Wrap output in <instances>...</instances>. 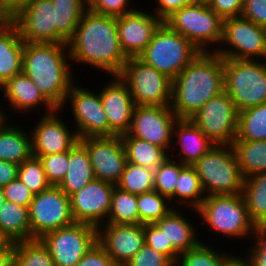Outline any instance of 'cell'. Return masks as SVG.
I'll return each instance as SVG.
<instances>
[{"mask_svg":"<svg viewBox=\"0 0 266 266\" xmlns=\"http://www.w3.org/2000/svg\"><path fill=\"white\" fill-rule=\"evenodd\" d=\"M67 46L71 62L89 64L112 76H118L128 60L120 46L117 17L88 9Z\"/></svg>","mask_w":266,"mask_h":266,"instance_id":"obj_1","label":"cell"},{"mask_svg":"<svg viewBox=\"0 0 266 266\" xmlns=\"http://www.w3.org/2000/svg\"><path fill=\"white\" fill-rule=\"evenodd\" d=\"M224 91L223 57L200 52L173 80L171 110L189 119L208 100Z\"/></svg>","mask_w":266,"mask_h":266,"instance_id":"obj_2","label":"cell"},{"mask_svg":"<svg viewBox=\"0 0 266 266\" xmlns=\"http://www.w3.org/2000/svg\"><path fill=\"white\" fill-rule=\"evenodd\" d=\"M67 44L24 42L22 72L60 109L74 84Z\"/></svg>","mask_w":266,"mask_h":266,"instance_id":"obj_3","label":"cell"},{"mask_svg":"<svg viewBox=\"0 0 266 266\" xmlns=\"http://www.w3.org/2000/svg\"><path fill=\"white\" fill-rule=\"evenodd\" d=\"M206 196L242 193L244 177L232 145H215L194 165Z\"/></svg>","mask_w":266,"mask_h":266,"instance_id":"obj_4","label":"cell"},{"mask_svg":"<svg viewBox=\"0 0 266 266\" xmlns=\"http://www.w3.org/2000/svg\"><path fill=\"white\" fill-rule=\"evenodd\" d=\"M224 91L237 110L266 103V61L223 58Z\"/></svg>","mask_w":266,"mask_h":266,"instance_id":"obj_5","label":"cell"},{"mask_svg":"<svg viewBox=\"0 0 266 266\" xmlns=\"http://www.w3.org/2000/svg\"><path fill=\"white\" fill-rule=\"evenodd\" d=\"M200 52L163 22L138 58L173 80Z\"/></svg>","mask_w":266,"mask_h":266,"instance_id":"obj_6","label":"cell"},{"mask_svg":"<svg viewBox=\"0 0 266 266\" xmlns=\"http://www.w3.org/2000/svg\"><path fill=\"white\" fill-rule=\"evenodd\" d=\"M209 231L223 234L229 238L252 236L256 226L250 219L242 194L209 195L196 209ZM212 228V229H210ZM217 231V232H215Z\"/></svg>","mask_w":266,"mask_h":266,"instance_id":"obj_7","label":"cell"},{"mask_svg":"<svg viewBox=\"0 0 266 266\" xmlns=\"http://www.w3.org/2000/svg\"><path fill=\"white\" fill-rule=\"evenodd\" d=\"M163 22L201 52H210L212 43L220 45L223 19L209 5L193 2L173 12Z\"/></svg>","mask_w":266,"mask_h":266,"instance_id":"obj_8","label":"cell"},{"mask_svg":"<svg viewBox=\"0 0 266 266\" xmlns=\"http://www.w3.org/2000/svg\"><path fill=\"white\" fill-rule=\"evenodd\" d=\"M118 76L127 85L135 106H171L172 79L138 57L128 58Z\"/></svg>","mask_w":266,"mask_h":266,"instance_id":"obj_9","label":"cell"},{"mask_svg":"<svg viewBox=\"0 0 266 266\" xmlns=\"http://www.w3.org/2000/svg\"><path fill=\"white\" fill-rule=\"evenodd\" d=\"M220 45L224 47H214L211 52L226 59L266 60V28L242 16L226 18Z\"/></svg>","mask_w":266,"mask_h":266,"instance_id":"obj_10","label":"cell"},{"mask_svg":"<svg viewBox=\"0 0 266 266\" xmlns=\"http://www.w3.org/2000/svg\"><path fill=\"white\" fill-rule=\"evenodd\" d=\"M239 111L223 91L208 100L189 119L216 145H233L237 137Z\"/></svg>","mask_w":266,"mask_h":266,"instance_id":"obj_11","label":"cell"},{"mask_svg":"<svg viewBox=\"0 0 266 266\" xmlns=\"http://www.w3.org/2000/svg\"><path fill=\"white\" fill-rule=\"evenodd\" d=\"M31 239H39L47 232L64 228L75 223L67 196L58 186L34 195L28 208Z\"/></svg>","mask_w":266,"mask_h":266,"instance_id":"obj_12","label":"cell"},{"mask_svg":"<svg viewBox=\"0 0 266 266\" xmlns=\"http://www.w3.org/2000/svg\"><path fill=\"white\" fill-rule=\"evenodd\" d=\"M39 239L48 248L56 266H75L97 242V228L75 222L47 232Z\"/></svg>","mask_w":266,"mask_h":266,"instance_id":"obj_13","label":"cell"},{"mask_svg":"<svg viewBox=\"0 0 266 266\" xmlns=\"http://www.w3.org/2000/svg\"><path fill=\"white\" fill-rule=\"evenodd\" d=\"M69 99V101H68ZM70 102L76 133L79 139L85 137L109 136V124L100 93L73 84L67 93L63 106Z\"/></svg>","mask_w":266,"mask_h":266,"instance_id":"obj_14","label":"cell"},{"mask_svg":"<svg viewBox=\"0 0 266 266\" xmlns=\"http://www.w3.org/2000/svg\"><path fill=\"white\" fill-rule=\"evenodd\" d=\"M179 118L170 106H135L129 131L130 136L165 149L169 156L173 142V128Z\"/></svg>","mask_w":266,"mask_h":266,"instance_id":"obj_15","label":"cell"},{"mask_svg":"<svg viewBox=\"0 0 266 266\" xmlns=\"http://www.w3.org/2000/svg\"><path fill=\"white\" fill-rule=\"evenodd\" d=\"M79 142L87 150L95 179L116 185L127 163L121 135L85 137Z\"/></svg>","mask_w":266,"mask_h":266,"instance_id":"obj_16","label":"cell"},{"mask_svg":"<svg viewBox=\"0 0 266 266\" xmlns=\"http://www.w3.org/2000/svg\"><path fill=\"white\" fill-rule=\"evenodd\" d=\"M116 185L94 179L81 190L70 195L71 213L76 223L96 228L107 220L111 197Z\"/></svg>","mask_w":266,"mask_h":266,"instance_id":"obj_17","label":"cell"},{"mask_svg":"<svg viewBox=\"0 0 266 266\" xmlns=\"http://www.w3.org/2000/svg\"><path fill=\"white\" fill-rule=\"evenodd\" d=\"M59 111L56 109L52 113L41 116L34 128L31 129L32 155L34 157L40 158L69 151L79 141L75 128L72 129L63 121L58 115V113H62Z\"/></svg>","mask_w":266,"mask_h":266,"instance_id":"obj_18","label":"cell"},{"mask_svg":"<svg viewBox=\"0 0 266 266\" xmlns=\"http://www.w3.org/2000/svg\"><path fill=\"white\" fill-rule=\"evenodd\" d=\"M28 43H56L55 7L51 0H30L11 20Z\"/></svg>","mask_w":266,"mask_h":266,"instance_id":"obj_19","label":"cell"},{"mask_svg":"<svg viewBox=\"0 0 266 266\" xmlns=\"http://www.w3.org/2000/svg\"><path fill=\"white\" fill-rule=\"evenodd\" d=\"M97 242L119 265L124 266L144 245V224H103Z\"/></svg>","mask_w":266,"mask_h":266,"instance_id":"obj_20","label":"cell"},{"mask_svg":"<svg viewBox=\"0 0 266 266\" xmlns=\"http://www.w3.org/2000/svg\"><path fill=\"white\" fill-rule=\"evenodd\" d=\"M162 23L159 17L142 9L117 17L119 42L125 56L138 57Z\"/></svg>","mask_w":266,"mask_h":266,"instance_id":"obj_21","label":"cell"},{"mask_svg":"<svg viewBox=\"0 0 266 266\" xmlns=\"http://www.w3.org/2000/svg\"><path fill=\"white\" fill-rule=\"evenodd\" d=\"M103 85L100 96L109 124V136L122 135L129 131L135 103L127 85L119 76H113Z\"/></svg>","mask_w":266,"mask_h":266,"instance_id":"obj_22","label":"cell"},{"mask_svg":"<svg viewBox=\"0 0 266 266\" xmlns=\"http://www.w3.org/2000/svg\"><path fill=\"white\" fill-rule=\"evenodd\" d=\"M0 91L3 92V96L6 98L5 101H8L9 107H11L10 109H14L16 112L23 111L22 113H24L25 111L29 113L35 108L39 109V105L44 106L45 114L56 110L34 85L32 80L23 72L7 80L0 86Z\"/></svg>","mask_w":266,"mask_h":266,"instance_id":"obj_23","label":"cell"},{"mask_svg":"<svg viewBox=\"0 0 266 266\" xmlns=\"http://www.w3.org/2000/svg\"><path fill=\"white\" fill-rule=\"evenodd\" d=\"M172 146L179 147V162L193 166L214 144L190 119H178L173 128ZM176 143L175 145H173ZM178 143V144H177ZM178 145V146H176Z\"/></svg>","mask_w":266,"mask_h":266,"instance_id":"obj_24","label":"cell"},{"mask_svg":"<svg viewBox=\"0 0 266 266\" xmlns=\"http://www.w3.org/2000/svg\"><path fill=\"white\" fill-rule=\"evenodd\" d=\"M24 41L12 21L0 23V86L22 73Z\"/></svg>","mask_w":266,"mask_h":266,"instance_id":"obj_25","label":"cell"},{"mask_svg":"<svg viewBox=\"0 0 266 266\" xmlns=\"http://www.w3.org/2000/svg\"><path fill=\"white\" fill-rule=\"evenodd\" d=\"M191 223L193 222L190 219L181 214L180 209L174 208L154 224L165 233L168 243H172L182 253L195 248L201 242L195 225Z\"/></svg>","mask_w":266,"mask_h":266,"instance_id":"obj_26","label":"cell"},{"mask_svg":"<svg viewBox=\"0 0 266 266\" xmlns=\"http://www.w3.org/2000/svg\"><path fill=\"white\" fill-rule=\"evenodd\" d=\"M95 179L86 148L78 141L69 150V169L58 187L70 196Z\"/></svg>","mask_w":266,"mask_h":266,"instance_id":"obj_27","label":"cell"},{"mask_svg":"<svg viewBox=\"0 0 266 266\" xmlns=\"http://www.w3.org/2000/svg\"><path fill=\"white\" fill-rule=\"evenodd\" d=\"M31 156V133L18 124H6L0 131V160L20 165Z\"/></svg>","mask_w":266,"mask_h":266,"instance_id":"obj_28","label":"cell"},{"mask_svg":"<svg viewBox=\"0 0 266 266\" xmlns=\"http://www.w3.org/2000/svg\"><path fill=\"white\" fill-rule=\"evenodd\" d=\"M0 233L14 243L31 240V224L28 208L5 201L0 209Z\"/></svg>","mask_w":266,"mask_h":266,"instance_id":"obj_29","label":"cell"},{"mask_svg":"<svg viewBox=\"0 0 266 266\" xmlns=\"http://www.w3.org/2000/svg\"><path fill=\"white\" fill-rule=\"evenodd\" d=\"M55 7L56 44H67L87 10V0H51Z\"/></svg>","mask_w":266,"mask_h":266,"instance_id":"obj_30","label":"cell"},{"mask_svg":"<svg viewBox=\"0 0 266 266\" xmlns=\"http://www.w3.org/2000/svg\"><path fill=\"white\" fill-rule=\"evenodd\" d=\"M121 139L126 152L127 162L134 165L155 170L169 157V153L162 147L130 136L128 133L122 134Z\"/></svg>","mask_w":266,"mask_h":266,"instance_id":"obj_31","label":"cell"},{"mask_svg":"<svg viewBox=\"0 0 266 266\" xmlns=\"http://www.w3.org/2000/svg\"><path fill=\"white\" fill-rule=\"evenodd\" d=\"M241 194L251 221L266 228V172L245 178Z\"/></svg>","mask_w":266,"mask_h":266,"instance_id":"obj_32","label":"cell"},{"mask_svg":"<svg viewBox=\"0 0 266 266\" xmlns=\"http://www.w3.org/2000/svg\"><path fill=\"white\" fill-rule=\"evenodd\" d=\"M205 197L206 194L196 170L193 166L185 165L180 171L175 192L169 198L171 205L175 208L176 204H189L187 207L190 206L191 210L196 212Z\"/></svg>","mask_w":266,"mask_h":266,"instance_id":"obj_33","label":"cell"},{"mask_svg":"<svg viewBox=\"0 0 266 266\" xmlns=\"http://www.w3.org/2000/svg\"><path fill=\"white\" fill-rule=\"evenodd\" d=\"M232 146L244 178L266 172V140H235Z\"/></svg>","mask_w":266,"mask_h":266,"instance_id":"obj_34","label":"cell"},{"mask_svg":"<svg viewBox=\"0 0 266 266\" xmlns=\"http://www.w3.org/2000/svg\"><path fill=\"white\" fill-rule=\"evenodd\" d=\"M235 140H266V103L252 106L239 112Z\"/></svg>","mask_w":266,"mask_h":266,"instance_id":"obj_35","label":"cell"},{"mask_svg":"<svg viewBox=\"0 0 266 266\" xmlns=\"http://www.w3.org/2000/svg\"><path fill=\"white\" fill-rule=\"evenodd\" d=\"M210 247V248H209ZM203 240L193 249L180 253L175 266H229L237 257L228 252H220ZM219 251V252H218ZM228 253V254H227Z\"/></svg>","mask_w":266,"mask_h":266,"instance_id":"obj_36","label":"cell"},{"mask_svg":"<svg viewBox=\"0 0 266 266\" xmlns=\"http://www.w3.org/2000/svg\"><path fill=\"white\" fill-rule=\"evenodd\" d=\"M104 224H139L137 195L115 186L111 197V208Z\"/></svg>","mask_w":266,"mask_h":266,"instance_id":"obj_37","label":"cell"},{"mask_svg":"<svg viewBox=\"0 0 266 266\" xmlns=\"http://www.w3.org/2000/svg\"><path fill=\"white\" fill-rule=\"evenodd\" d=\"M169 199L156 190L137 195L139 224H153L166 216L174 207Z\"/></svg>","mask_w":266,"mask_h":266,"instance_id":"obj_38","label":"cell"},{"mask_svg":"<svg viewBox=\"0 0 266 266\" xmlns=\"http://www.w3.org/2000/svg\"><path fill=\"white\" fill-rule=\"evenodd\" d=\"M154 170L127 162L116 187L139 195L154 190Z\"/></svg>","mask_w":266,"mask_h":266,"instance_id":"obj_39","label":"cell"},{"mask_svg":"<svg viewBox=\"0 0 266 266\" xmlns=\"http://www.w3.org/2000/svg\"><path fill=\"white\" fill-rule=\"evenodd\" d=\"M14 266H56L40 239L15 243Z\"/></svg>","mask_w":266,"mask_h":266,"instance_id":"obj_40","label":"cell"},{"mask_svg":"<svg viewBox=\"0 0 266 266\" xmlns=\"http://www.w3.org/2000/svg\"><path fill=\"white\" fill-rule=\"evenodd\" d=\"M18 179L34 195L51 186L46 178L41 160L33 155L19 165Z\"/></svg>","mask_w":266,"mask_h":266,"instance_id":"obj_41","label":"cell"},{"mask_svg":"<svg viewBox=\"0 0 266 266\" xmlns=\"http://www.w3.org/2000/svg\"><path fill=\"white\" fill-rule=\"evenodd\" d=\"M185 165L169 156L154 170V190L168 199L174 194L181 169Z\"/></svg>","mask_w":266,"mask_h":266,"instance_id":"obj_42","label":"cell"},{"mask_svg":"<svg viewBox=\"0 0 266 266\" xmlns=\"http://www.w3.org/2000/svg\"><path fill=\"white\" fill-rule=\"evenodd\" d=\"M39 159L48 182L53 186H58L69 169V151L41 156Z\"/></svg>","mask_w":266,"mask_h":266,"instance_id":"obj_43","label":"cell"},{"mask_svg":"<svg viewBox=\"0 0 266 266\" xmlns=\"http://www.w3.org/2000/svg\"><path fill=\"white\" fill-rule=\"evenodd\" d=\"M144 234L145 245L166 255L174 264H176L180 252L172 245V243H168V239L163 231H161L154 223L144 224Z\"/></svg>","mask_w":266,"mask_h":266,"instance_id":"obj_44","label":"cell"},{"mask_svg":"<svg viewBox=\"0 0 266 266\" xmlns=\"http://www.w3.org/2000/svg\"><path fill=\"white\" fill-rule=\"evenodd\" d=\"M128 4L130 0H87V9L97 14L119 17L136 10Z\"/></svg>","mask_w":266,"mask_h":266,"instance_id":"obj_45","label":"cell"},{"mask_svg":"<svg viewBox=\"0 0 266 266\" xmlns=\"http://www.w3.org/2000/svg\"><path fill=\"white\" fill-rule=\"evenodd\" d=\"M124 266H175L164 254L144 245Z\"/></svg>","mask_w":266,"mask_h":266,"instance_id":"obj_46","label":"cell"},{"mask_svg":"<svg viewBox=\"0 0 266 266\" xmlns=\"http://www.w3.org/2000/svg\"><path fill=\"white\" fill-rule=\"evenodd\" d=\"M6 201L29 208L34 194L17 178L2 187Z\"/></svg>","mask_w":266,"mask_h":266,"instance_id":"obj_47","label":"cell"},{"mask_svg":"<svg viewBox=\"0 0 266 266\" xmlns=\"http://www.w3.org/2000/svg\"><path fill=\"white\" fill-rule=\"evenodd\" d=\"M75 266H119L96 242Z\"/></svg>","mask_w":266,"mask_h":266,"instance_id":"obj_48","label":"cell"},{"mask_svg":"<svg viewBox=\"0 0 266 266\" xmlns=\"http://www.w3.org/2000/svg\"><path fill=\"white\" fill-rule=\"evenodd\" d=\"M241 16L266 28V0H245Z\"/></svg>","mask_w":266,"mask_h":266,"instance_id":"obj_49","label":"cell"},{"mask_svg":"<svg viewBox=\"0 0 266 266\" xmlns=\"http://www.w3.org/2000/svg\"><path fill=\"white\" fill-rule=\"evenodd\" d=\"M245 0H213L209 7L223 20L241 16Z\"/></svg>","mask_w":266,"mask_h":266,"instance_id":"obj_50","label":"cell"},{"mask_svg":"<svg viewBox=\"0 0 266 266\" xmlns=\"http://www.w3.org/2000/svg\"><path fill=\"white\" fill-rule=\"evenodd\" d=\"M194 0H156V6L152 7L154 15L164 21L173 12L193 3Z\"/></svg>","mask_w":266,"mask_h":266,"instance_id":"obj_51","label":"cell"},{"mask_svg":"<svg viewBox=\"0 0 266 266\" xmlns=\"http://www.w3.org/2000/svg\"><path fill=\"white\" fill-rule=\"evenodd\" d=\"M254 236V237H253ZM253 245L250 252L247 253V258H265L266 259V228L255 226L252 233Z\"/></svg>","mask_w":266,"mask_h":266,"instance_id":"obj_52","label":"cell"},{"mask_svg":"<svg viewBox=\"0 0 266 266\" xmlns=\"http://www.w3.org/2000/svg\"><path fill=\"white\" fill-rule=\"evenodd\" d=\"M30 0H0V19L11 21Z\"/></svg>","mask_w":266,"mask_h":266,"instance_id":"obj_53","label":"cell"},{"mask_svg":"<svg viewBox=\"0 0 266 266\" xmlns=\"http://www.w3.org/2000/svg\"><path fill=\"white\" fill-rule=\"evenodd\" d=\"M18 168L15 163L0 160V187L18 178Z\"/></svg>","mask_w":266,"mask_h":266,"instance_id":"obj_54","label":"cell"},{"mask_svg":"<svg viewBox=\"0 0 266 266\" xmlns=\"http://www.w3.org/2000/svg\"><path fill=\"white\" fill-rule=\"evenodd\" d=\"M15 243L6 241L0 245V266H14Z\"/></svg>","mask_w":266,"mask_h":266,"instance_id":"obj_55","label":"cell"},{"mask_svg":"<svg viewBox=\"0 0 266 266\" xmlns=\"http://www.w3.org/2000/svg\"><path fill=\"white\" fill-rule=\"evenodd\" d=\"M249 266H266L265 258H243Z\"/></svg>","mask_w":266,"mask_h":266,"instance_id":"obj_56","label":"cell"},{"mask_svg":"<svg viewBox=\"0 0 266 266\" xmlns=\"http://www.w3.org/2000/svg\"><path fill=\"white\" fill-rule=\"evenodd\" d=\"M229 266H249L243 258L240 256H237L230 264Z\"/></svg>","mask_w":266,"mask_h":266,"instance_id":"obj_57","label":"cell"},{"mask_svg":"<svg viewBox=\"0 0 266 266\" xmlns=\"http://www.w3.org/2000/svg\"><path fill=\"white\" fill-rule=\"evenodd\" d=\"M5 114H7V113H1L0 114V131L2 130V128L8 123L7 122V115H5Z\"/></svg>","mask_w":266,"mask_h":266,"instance_id":"obj_58","label":"cell"},{"mask_svg":"<svg viewBox=\"0 0 266 266\" xmlns=\"http://www.w3.org/2000/svg\"><path fill=\"white\" fill-rule=\"evenodd\" d=\"M5 197L3 194V189L2 187H0V209L3 207L4 203H5Z\"/></svg>","mask_w":266,"mask_h":266,"instance_id":"obj_59","label":"cell"},{"mask_svg":"<svg viewBox=\"0 0 266 266\" xmlns=\"http://www.w3.org/2000/svg\"><path fill=\"white\" fill-rule=\"evenodd\" d=\"M213 0H194V2L200 3V4H204V5H210V3Z\"/></svg>","mask_w":266,"mask_h":266,"instance_id":"obj_60","label":"cell"},{"mask_svg":"<svg viewBox=\"0 0 266 266\" xmlns=\"http://www.w3.org/2000/svg\"><path fill=\"white\" fill-rule=\"evenodd\" d=\"M6 242V239L0 233V245H3Z\"/></svg>","mask_w":266,"mask_h":266,"instance_id":"obj_61","label":"cell"}]
</instances>
